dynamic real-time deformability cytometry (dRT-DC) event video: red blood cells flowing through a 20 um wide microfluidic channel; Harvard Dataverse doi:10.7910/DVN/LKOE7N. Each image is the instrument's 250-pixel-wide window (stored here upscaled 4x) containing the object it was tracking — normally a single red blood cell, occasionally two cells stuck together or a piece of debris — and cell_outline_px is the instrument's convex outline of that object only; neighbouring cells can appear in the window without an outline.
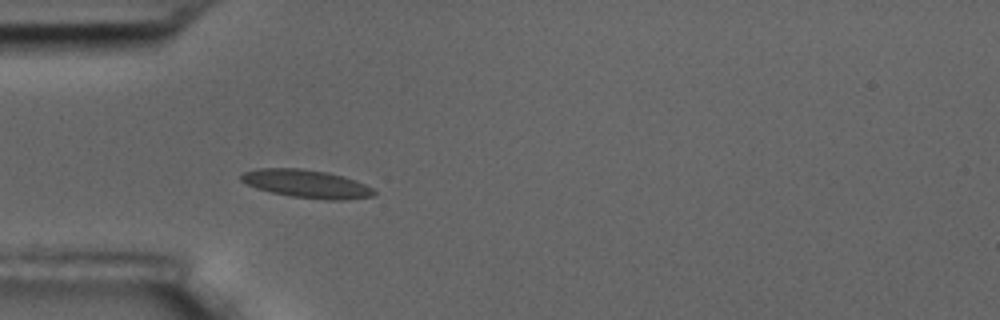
{"species": "common noctule bat (a hibernating species)", "species_latin": "Nyctalus noctula", "temperature_condition": "room temperature", "stored_images_in_passage": 4, "camera_frame_rate_fps": 3000, "um_per_image_px": 0.085, "animal": {"sex": "male", "body_mass_g": 17.5, "forearm_length_mm": 52.3}, "frame": {"image": 1, "passage_image": 4, "time_ms": 4.333, "image_size_px": [1000, 320], "cell_outline_px": [[376, 192], [372, 196], [340, 200], [324, 200], [292, 196], [272, 192], [256, 188], [240, 180], [240, 176], [244, 172], [260, 168], [300, 168], [328, 172], [364, 184], [372, 188]], "centroid_in_image_um": [26.03, 15.62], "position_along_channel_um": 59.0, "area_um2": 21.39}}